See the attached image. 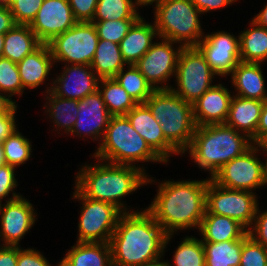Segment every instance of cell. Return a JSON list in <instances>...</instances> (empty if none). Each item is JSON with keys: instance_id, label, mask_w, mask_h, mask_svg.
I'll return each instance as SVG.
<instances>
[{"instance_id": "57", "label": "cell", "mask_w": 267, "mask_h": 266, "mask_svg": "<svg viewBox=\"0 0 267 266\" xmlns=\"http://www.w3.org/2000/svg\"><path fill=\"white\" fill-rule=\"evenodd\" d=\"M5 34H0V57H2Z\"/></svg>"}, {"instance_id": "13", "label": "cell", "mask_w": 267, "mask_h": 266, "mask_svg": "<svg viewBox=\"0 0 267 266\" xmlns=\"http://www.w3.org/2000/svg\"><path fill=\"white\" fill-rule=\"evenodd\" d=\"M174 43L162 38V42L153 43L151 48L134 64L154 90L171 88L166 85H157L160 82H166L171 75L176 74L178 57L183 45H180L178 50H174L172 45Z\"/></svg>"}, {"instance_id": "20", "label": "cell", "mask_w": 267, "mask_h": 266, "mask_svg": "<svg viewBox=\"0 0 267 266\" xmlns=\"http://www.w3.org/2000/svg\"><path fill=\"white\" fill-rule=\"evenodd\" d=\"M232 97L229 90L221 84L209 88L192 104L196 126L225 124Z\"/></svg>"}, {"instance_id": "48", "label": "cell", "mask_w": 267, "mask_h": 266, "mask_svg": "<svg viewBox=\"0 0 267 266\" xmlns=\"http://www.w3.org/2000/svg\"><path fill=\"white\" fill-rule=\"evenodd\" d=\"M267 142V99L263 101V108L260 115V121L256 130V144Z\"/></svg>"}, {"instance_id": "39", "label": "cell", "mask_w": 267, "mask_h": 266, "mask_svg": "<svg viewBox=\"0 0 267 266\" xmlns=\"http://www.w3.org/2000/svg\"><path fill=\"white\" fill-rule=\"evenodd\" d=\"M239 266H267V249L248 234L243 238Z\"/></svg>"}, {"instance_id": "5", "label": "cell", "mask_w": 267, "mask_h": 266, "mask_svg": "<svg viewBox=\"0 0 267 266\" xmlns=\"http://www.w3.org/2000/svg\"><path fill=\"white\" fill-rule=\"evenodd\" d=\"M145 104L159 121L166 140L179 153L187 151L197 127L193 105L184 101L171 89L154 90Z\"/></svg>"}, {"instance_id": "41", "label": "cell", "mask_w": 267, "mask_h": 266, "mask_svg": "<svg viewBox=\"0 0 267 266\" xmlns=\"http://www.w3.org/2000/svg\"><path fill=\"white\" fill-rule=\"evenodd\" d=\"M77 22H92L98 0H68Z\"/></svg>"}, {"instance_id": "44", "label": "cell", "mask_w": 267, "mask_h": 266, "mask_svg": "<svg viewBox=\"0 0 267 266\" xmlns=\"http://www.w3.org/2000/svg\"><path fill=\"white\" fill-rule=\"evenodd\" d=\"M15 167L8 164L0 166V203L16 186Z\"/></svg>"}, {"instance_id": "22", "label": "cell", "mask_w": 267, "mask_h": 266, "mask_svg": "<svg viewBox=\"0 0 267 266\" xmlns=\"http://www.w3.org/2000/svg\"><path fill=\"white\" fill-rule=\"evenodd\" d=\"M157 35L155 25L145 23V20L140 16L119 43L126 64L134 65L151 48L152 39Z\"/></svg>"}, {"instance_id": "50", "label": "cell", "mask_w": 267, "mask_h": 266, "mask_svg": "<svg viewBox=\"0 0 267 266\" xmlns=\"http://www.w3.org/2000/svg\"><path fill=\"white\" fill-rule=\"evenodd\" d=\"M253 21H255L259 26L267 29V5L259 12V14H257L256 17H254Z\"/></svg>"}, {"instance_id": "56", "label": "cell", "mask_w": 267, "mask_h": 266, "mask_svg": "<svg viewBox=\"0 0 267 266\" xmlns=\"http://www.w3.org/2000/svg\"><path fill=\"white\" fill-rule=\"evenodd\" d=\"M16 0H0V5L10 7Z\"/></svg>"}, {"instance_id": "16", "label": "cell", "mask_w": 267, "mask_h": 266, "mask_svg": "<svg viewBox=\"0 0 267 266\" xmlns=\"http://www.w3.org/2000/svg\"><path fill=\"white\" fill-rule=\"evenodd\" d=\"M6 204L0 203L1 232L5 245L18 246L20 239L31 229L35 222L32 204L22 196L12 193ZM2 206V207H1Z\"/></svg>"}, {"instance_id": "45", "label": "cell", "mask_w": 267, "mask_h": 266, "mask_svg": "<svg viewBox=\"0 0 267 266\" xmlns=\"http://www.w3.org/2000/svg\"><path fill=\"white\" fill-rule=\"evenodd\" d=\"M17 105L12 104L4 113L0 114V144L10 136L16 128L15 113Z\"/></svg>"}, {"instance_id": "53", "label": "cell", "mask_w": 267, "mask_h": 266, "mask_svg": "<svg viewBox=\"0 0 267 266\" xmlns=\"http://www.w3.org/2000/svg\"><path fill=\"white\" fill-rule=\"evenodd\" d=\"M259 147L262 148L263 151L267 152V142L259 144ZM265 149V150H264ZM266 164H264V169H265V181L267 184V160L265 162Z\"/></svg>"}, {"instance_id": "33", "label": "cell", "mask_w": 267, "mask_h": 266, "mask_svg": "<svg viewBox=\"0 0 267 266\" xmlns=\"http://www.w3.org/2000/svg\"><path fill=\"white\" fill-rule=\"evenodd\" d=\"M49 96L46 99L49 100V116L53 118L55 127L65 128L66 132H71L72 128L77 120L78 115V100L64 99L54 95L51 91L48 92Z\"/></svg>"}, {"instance_id": "46", "label": "cell", "mask_w": 267, "mask_h": 266, "mask_svg": "<svg viewBox=\"0 0 267 266\" xmlns=\"http://www.w3.org/2000/svg\"><path fill=\"white\" fill-rule=\"evenodd\" d=\"M18 246H0V266H17Z\"/></svg>"}, {"instance_id": "49", "label": "cell", "mask_w": 267, "mask_h": 266, "mask_svg": "<svg viewBox=\"0 0 267 266\" xmlns=\"http://www.w3.org/2000/svg\"><path fill=\"white\" fill-rule=\"evenodd\" d=\"M16 25L9 7L0 5V34H5Z\"/></svg>"}, {"instance_id": "35", "label": "cell", "mask_w": 267, "mask_h": 266, "mask_svg": "<svg viewBox=\"0 0 267 266\" xmlns=\"http://www.w3.org/2000/svg\"><path fill=\"white\" fill-rule=\"evenodd\" d=\"M3 152L6 164L17 167L31 157V142L15 130L3 142Z\"/></svg>"}, {"instance_id": "40", "label": "cell", "mask_w": 267, "mask_h": 266, "mask_svg": "<svg viewBox=\"0 0 267 266\" xmlns=\"http://www.w3.org/2000/svg\"><path fill=\"white\" fill-rule=\"evenodd\" d=\"M42 3L43 0H16L9 7L16 24L30 25Z\"/></svg>"}, {"instance_id": "51", "label": "cell", "mask_w": 267, "mask_h": 266, "mask_svg": "<svg viewBox=\"0 0 267 266\" xmlns=\"http://www.w3.org/2000/svg\"><path fill=\"white\" fill-rule=\"evenodd\" d=\"M12 105L8 97L0 93V114L4 113Z\"/></svg>"}, {"instance_id": "28", "label": "cell", "mask_w": 267, "mask_h": 266, "mask_svg": "<svg viewBox=\"0 0 267 266\" xmlns=\"http://www.w3.org/2000/svg\"><path fill=\"white\" fill-rule=\"evenodd\" d=\"M126 64L119 44L99 39L96 52L90 66L100 79L113 78Z\"/></svg>"}, {"instance_id": "11", "label": "cell", "mask_w": 267, "mask_h": 266, "mask_svg": "<svg viewBox=\"0 0 267 266\" xmlns=\"http://www.w3.org/2000/svg\"><path fill=\"white\" fill-rule=\"evenodd\" d=\"M99 37L92 22H77L48 43L54 61L90 65Z\"/></svg>"}, {"instance_id": "42", "label": "cell", "mask_w": 267, "mask_h": 266, "mask_svg": "<svg viewBox=\"0 0 267 266\" xmlns=\"http://www.w3.org/2000/svg\"><path fill=\"white\" fill-rule=\"evenodd\" d=\"M258 210L259 207H257L254 217L255 225H253V228L250 227L251 229L248 228L247 233L254 241L267 249V211L259 214Z\"/></svg>"}, {"instance_id": "30", "label": "cell", "mask_w": 267, "mask_h": 266, "mask_svg": "<svg viewBox=\"0 0 267 266\" xmlns=\"http://www.w3.org/2000/svg\"><path fill=\"white\" fill-rule=\"evenodd\" d=\"M205 266H239L243 238L224 242H203Z\"/></svg>"}, {"instance_id": "4", "label": "cell", "mask_w": 267, "mask_h": 266, "mask_svg": "<svg viewBox=\"0 0 267 266\" xmlns=\"http://www.w3.org/2000/svg\"><path fill=\"white\" fill-rule=\"evenodd\" d=\"M246 137L226 124L197 126L187 152L200 168L211 172L212 178L223 165L252 146Z\"/></svg>"}, {"instance_id": "24", "label": "cell", "mask_w": 267, "mask_h": 266, "mask_svg": "<svg viewBox=\"0 0 267 266\" xmlns=\"http://www.w3.org/2000/svg\"><path fill=\"white\" fill-rule=\"evenodd\" d=\"M261 63L242 62L230 73L232 84L237 89L236 96L245 99H267L265 81L261 70Z\"/></svg>"}, {"instance_id": "52", "label": "cell", "mask_w": 267, "mask_h": 266, "mask_svg": "<svg viewBox=\"0 0 267 266\" xmlns=\"http://www.w3.org/2000/svg\"><path fill=\"white\" fill-rule=\"evenodd\" d=\"M136 6L137 5H151L152 3L156 2L155 5L162 3L164 0H135Z\"/></svg>"}, {"instance_id": "6", "label": "cell", "mask_w": 267, "mask_h": 266, "mask_svg": "<svg viewBox=\"0 0 267 266\" xmlns=\"http://www.w3.org/2000/svg\"><path fill=\"white\" fill-rule=\"evenodd\" d=\"M94 156L100 161L131 166L135 161L164 162L132 127L126 116H111Z\"/></svg>"}, {"instance_id": "43", "label": "cell", "mask_w": 267, "mask_h": 266, "mask_svg": "<svg viewBox=\"0 0 267 266\" xmlns=\"http://www.w3.org/2000/svg\"><path fill=\"white\" fill-rule=\"evenodd\" d=\"M17 266H52L48 260L34 249H20L18 247Z\"/></svg>"}, {"instance_id": "2", "label": "cell", "mask_w": 267, "mask_h": 266, "mask_svg": "<svg viewBox=\"0 0 267 266\" xmlns=\"http://www.w3.org/2000/svg\"><path fill=\"white\" fill-rule=\"evenodd\" d=\"M209 179L202 181H166L146 210L169 235L178 229L200 227L206 212Z\"/></svg>"}, {"instance_id": "32", "label": "cell", "mask_w": 267, "mask_h": 266, "mask_svg": "<svg viewBox=\"0 0 267 266\" xmlns=\"http://www.w3.org/2000/svg\"><path fill=\"white\" fill-rule=\"evenodd\" d=\"M128 71L124 67L113 77L126 92L136 101V103H145L151 96L154 89L146 81L138 68L129 64Z\"/></svg>"}, {"instance_id": "14", "label": "cell", "mask_w": 267, "mask_h": 266, "mask_svg": "<svg viewBox=\"0 0 267 266\" xmlns=\"http://www.w3.org/2000/svg\"><path fill=\"white\" fill-rule=\"evenodd\" d=\"M76 23L68 0H43L29 26L42 44H48Z\"/></svg>"}, {"instance_id": "31", "label": "cell", "mask_w": 267, "mask_h": 266, "mask_svg": "<svg viewBox=\"0 0 267 266\" xmlns=\"http://www.w3.org/2000/svg\"><path fill=\"white\" fill-rule=\"evenodd\" d=\"M99 82L103 88L102 90L98 88V91L111 116H125L137 105L136 101L114 78H103Z\"/></svg>"}, {"instance_id": "36", "label": "cell", "mask_w": 267, "mask_h": 266, "mask_svg": "<svg viewBox=\"0 0 267 266\" xmlns=\"http://www.w3.org/2000/svg\"><path fill=\"white\" fill-rule=\"evenodd\" d=\"M176 266H205L203 242L194 237H186L174 254Z\"/></svg>"}, {"instance_id": "54", "label": "cell", "mask_w": 267, "mask_h": 266, "mask_svg": "<svg viewBox=\"0 0 267 266\" xmlns=\"http://www.w3.org/2000/svg\"><path fill=\"white\" fill-rule=\"evenodd\" d=\"M142 266H172V265H170V263L169 262H165V261H156V262H154V263H150V264H147V265H142Z\"/></svg>"}, {"instance_id": "47", "label": "cell", "mask_w": 267, "mask_h": 266, "mask_svg": "<svg viewBox=\"0 0 267 266\" xmlns=\"http://www.w3.org/2000/svg\"><path fill=\"white\" fill-rule=\"evenodd\" d=\"M201 13L230 5L237 0H190Z\"/></svg>"}, {"instance_id": "19", "label": "cell", "mask_w": 267, "mask_h": 266, "mask_svg": "<svg viewBox=\"0 0 267 266\" xmlns=\"http://www.w3.org/2000/svg\"><path fill=\"white\" fill-rule=\"evenodd\" d=\"M78 109L77 120L70 133L80 136L85 133L94 139L102 135L103 138L111 115L101 93L97 90L78 101Z\"/></svg>"}, {"instance_id": "8", "label": "cell", "mask_w": 267, "mask_h": 266, "mask_svg": "<svg viewBox=\"0 0 267 266\" xmlns=\"http://www.w3.org/2000/svg\"><path fill=\"white\" fill-rule=\"evenodd\" d=\"M217 75L208 65L205 56L197 47H183L177 63L176 80L178 90L170 88L184 101L193 104L211 85Z\"/></svg>"}, {"instance_id": "38", "label": "cell", "mask_w": 267, "mask_h": 266, "mask_svg": "<svg viewBox=\"0 0 267 266\" xmlns=\"http://www.w3.org/2000/svg\"><path fill=\"white\" fill-rule=\"evenodd\" d=\"M137 19L92 21L99 39L119 44Z\"/></svg>"}, {"instance_id": "55", "label": "cell", "mask_w": 267, "mask_h": 266, "mask_svg": "<svg viewBox=\"0 0 267 266\" xmlns=\"http://www.w3.org/2000/svg\"><path fill=\"white\" fill-rule=\"evenodd\" d=\"M6 161H5V156H4V152H3V146L2 144H0V166L5 165Z\"/></svg>"}, {"instance_id": "25", "label": "cell", "mask_w": 267, "mask_h": 266, "mask_svg": "<svg viewBox=\"0 0 267 266\" xmlns=\"http://www.w3.org/2000/svg\"><path fill=\"white\" fill-rule=\"evenodd\" d=\"M199 231L202 242H224L240 240L248 233L242 224L227 216L205 214L201 220Z\"/></svg>"}, {"instance_id": "21", "label": "cell", "mask_w": 267, "mask_h": 266, "mask_svg": "<svg viewBox=\"0 0 267 266\" xmlns=\"http://www.w3.org/2000/svg\"><path fill=\"white\" fill-rule=\"evenodd\" d=\"M263 101L232 97L225 124L238 132H243L252 143H256V130L260 121Z\"/></svg>"}, {"instance_id": "17", "label": "cell", "mask_w": 267, "mask_h": 266, "mask_svg": "<svg viewBox=\"0 0 267 266\" xmlns=\"http://www.w3.org/2000/svg\"><path fill=\"white\" fill-rule=\"evenodd\" d=\"M70 65L71 67L69 65L65 67L63 73L57 77L46 93L51 91L58 97L80 101L101 87L100 78L95 76L90 65Z\"/></svg>"}, {"instance_id": "34", "label": "cell", "mask_w": 267, "mask_h": 266, "mask_svg": "<svg viewBox=\"0 0 267 266\" xmlns=\"http://www.w3.org/2000/svg\"><path fill=\"white\" fill-rule=\"evenodd\" d=\"M135 4L132 0H98L93 21L138 19Z\"/></svg>"}, {"instance_id": "10", "label": "cell", "mask_w": 267, "mask_h": 266, "mask_svg": "<svg viewBox=\"0 0 267 266\" xmlns=\"http://www.w3.org/2000/svg\"><path fill=\"white\" fill-rule=\"evenodd\" d=\"M75 189L74 198L83 202L77 242L109 243L123 212L110 203L89 199Z\"/></svg>"}, {"instance_id": "18", "label": "cell", "mask_w": 267, "mask_h": 266, "mask_svg": "<svg viewBox=\"0 0 267 266\" xmlns=\"http://www.w3.org/2000/svg\"><path fill=\"white\" fill-rule=\"evenodd\" d=\"M132 127L147 142L150 148L166 163L168 157L179 152L166 140L159 121L145 103H138L126 115Z\"/></svg>"}, {"instance_id": "15", "label": "cell", "mask_w": 267, "mask_h": 266, "mask_svg": "<svg viewBox=\"0 0 267 266\" xmlns=\"http://www.w3.org/2000/svg\"><path fill=\"white\" fill-rule=\"evenodd\" d=\"M237 38L230 33L216 32L205 35L196 46L217 75L230 74L241 61L239 37Z\"/></svg>"}, {"instance_id": "26", "label": "cell", "mask_w": 267, "mask_h": 266, "mask_svg": "<svg viewBox=\"0 0 267 266\" xmlns=\"http://www.w3.org/2000/svg\"><path fill=\"white\" fill-rule=\"evenodd\" d=\"M58 266H113L110 244L77 242Z\"/></svg>"}, {"instance_id": "9", "label": "cell", "mask_w": 267, "mask_h": 266, "mask_svg": "<svg viewBox=\"0 0 267 266\" xmlns=\"http://www.w3.org/2000/svg\"><path fill=\"white\" fill-rule=\"evenodd\" d=\"M257 207L256 195L253 192L228 189L217 185L209 178L205 214L230 217L247 229L253 225Z\"/></svg>"}, {"instance_id": "1", "label": "cell", "mask_w": 267, "mask_h": 266, "mask_svg": "<svg viewBox=\"0 0 267 266\" xmlns=\"http://www.w3.org/2000/svg\"><path fill=\"white\" fill-rule=\"evenodd\" d=\"M171 236L146 209L125 211L109 242L112 265L142 266L159 261Z\"/></svg>"}, {"instance_id": "37", "label": "cell", "mask_w": 267, "mask_h": 266, "mask_svg": "<svg viewBox=\"0 0 267 266\" xmlns=\"http://www.w3.org/2000/svg\"><path fill=\"white\" fill-rule=\"evenodd\" d=\"M0 91L9 94L8 100L12 104L15 102L10 97L24 91L17 63L4 57H0Z\"/></svg>"}, {"instance_id": "29", "label": "cell", "mask_w": 267, "mask_h": 266, "mask_svg": "<svg viewBox=\"0 0 267 266\" xmlns=\"http://www.w3.org/2000/svg\"><path fill=\"white\" fill-rule=\"evenodd\" d=\"M250 29L239 35L240 60L261 63L267 60V29L252 20Z\"/></svg>"}, {"instance_id": "7", "label": "cell", "mask_w": 267, "mask_h": 266, "mask_svg": "<svg viewBox=\"0 0 267 266\" xmlns=\"http://www.w3.org/2000/svg\"><path fill=\"white\" fill-rule=\"evenodd\" d=\"M154 25L159 38L196 47L203 38L198 16L201 12L190 0H164L155 5Z\"/></svg>"}, {"instance_id": "12", "label": "cell", "mask_w": 267, "mask_h": 266, "mask_svg": "<svg viewBox=\"0 0 267 266\" xmlns=\"http://www.w3.org/2000/svg\"><path fill=\"white\" fill-rule=\"evenodd\" d=\"M259 145L223 165L211 178L219 186L251 191L266 184L264 163L255 155Z\"/></svg>"}, {"instance_id": "23", "label": "cell", "mask_w": 267, "mask_h": 266, "mask_svg": "<svg viewBox=\"0 0 267 266\" xmlns=\"http://www.w3.org/2000/svg\"><path fill=\"white\" fill-rule=\"evenodd\" d=\"M55 63L48 44H41L36 50L17 63L23 88H36L48 76Z\"/></svg>"}, {"instance_id": "27", "label": "cell", "mask_w": 267, "mask_h": 266, "mask_svg": "<svg viewBox=\"0 0 267 266\" xmlns=\"http://www.w3.org/2000/svg\"><path fill=\"white\" fill-rule=\"evenodd\" d=\"M41 44L29 25L16 24L5 33L2 57L19 63Z\"/></svg>"}, {"instance_id": "3", "label": "cell", "mask_w": 267, "mask_h": 266, "mask_svg": "<svg viewBox=\"0 0 267 266\" xmlns=\"http://www.w3.org/2000/svg\"><path fill=\"white\" fill-rule=\"evenodd\" d=\"M76 176V188L85 197L110 203L123 213L124 204L120 199L138 187L153 182L140 167L109 162L93 166L85 165Z\"/></svg>"}]
</instances>
